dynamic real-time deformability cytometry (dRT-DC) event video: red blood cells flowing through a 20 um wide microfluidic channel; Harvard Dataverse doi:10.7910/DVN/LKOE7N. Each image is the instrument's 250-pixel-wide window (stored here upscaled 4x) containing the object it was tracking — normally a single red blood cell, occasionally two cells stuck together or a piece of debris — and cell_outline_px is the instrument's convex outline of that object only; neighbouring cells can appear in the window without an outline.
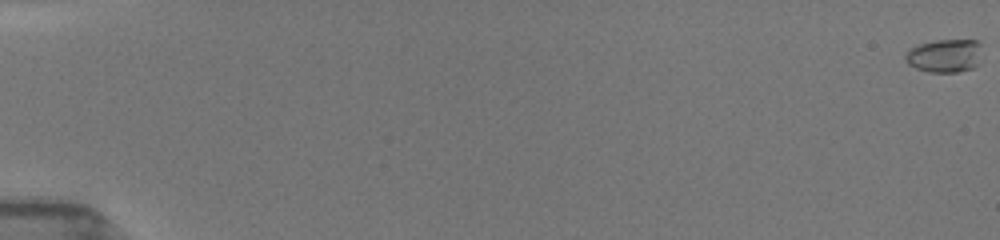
{"species": "common noctule bat (a hibernating species)", "species_latin": "Nyctalus noctula", "temperature_condition": "room temperature", "stored_images_in_passage": 54, "camera_frame_rate_fps": 3000, "um_per_image_px": 0.085, "animal": {"sex": "female", "body_mass_g": 19.5, "forearm_length_mm": 54.1}, "frame": {"image": 1, "passage_image": 1, "time_ms": 0.0, "image_size_px": [1000, 240], "cell_outline_px": [[980, 44], [976, 64], [972, 68], [956, 72], [928, 72], [916, 68], [908, 64], [904, 60], [904, 56], [912, 48], [920, 44], [936, 40], [980, 40]], "centroid_in_image_um": [80.25, 4.73], "position_along_channel_um": 4.7, "area_um2": 14.57}}
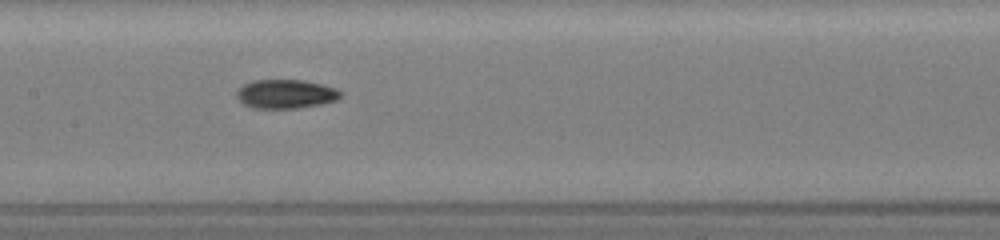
{"frame": {"image": 2, "passage_image": 29, "time_ms": 9.333, "image_size_px": [1000, 240], "cell_outline_px": [[344, 96], [336, 100], [320, 104], [296, 108], [252, 108], [244, 104], [236, 96], [236, 92], [244, 84], [252, 80], [304, 80], [324, 84], [336, 88], [344, 92]], "centroid_in_image_um": [24.34, 7.98], "position_along_channel_um": 183.1, "area_um2": 17.69}}
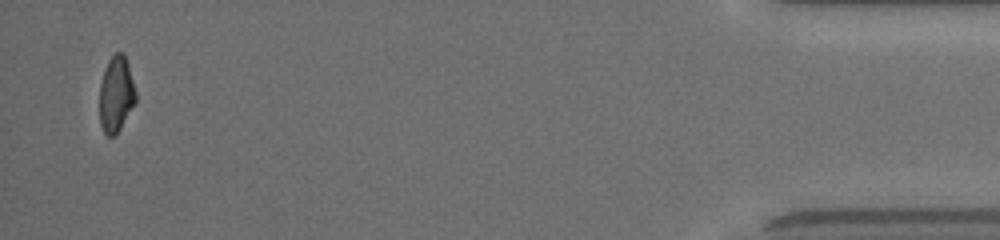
{"frame": {"image": 3, "passage_image": 53, "time_ms": 17.333, "image_size_px": [1000, 240], "cell_outline_px": [[136, 100], [120, 128], [112, 136], [108, 136], [104, 132], [100, 124], [100, 84], [104, 68], [108, 60], [116, 52], [124, 52], [128, 64], [136, 92]], "centroid_in_image_um": [9.86, 7.96], "position_along_channel_um": 425.3, "area_um2": 15.84}, "authors_computed_cell_mechanics": {"area_um2": 16.3285, "velocity_mm_per_s": 3.972, "shape_relaxation_time_tau1_ms": 4.5632, "shape_relaxation_time_tau2_ms": 3.367, "deformation_change_tau1": 0.1697, "deformation_change_tau2": 0.0841}}